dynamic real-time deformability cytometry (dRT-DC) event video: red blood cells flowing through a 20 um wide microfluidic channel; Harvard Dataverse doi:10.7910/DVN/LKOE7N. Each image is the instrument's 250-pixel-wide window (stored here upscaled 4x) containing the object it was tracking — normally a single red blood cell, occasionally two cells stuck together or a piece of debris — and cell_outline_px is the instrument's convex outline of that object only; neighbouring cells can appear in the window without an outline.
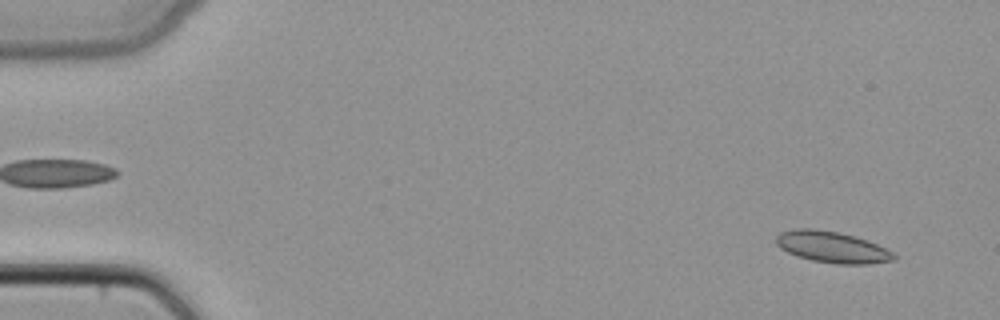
{"species": "common noctule bat (a hibernating species)", "species_latin": "Nyctalus noctula", "temperature_condition": "cold", "stored_images_in_passage": 48, "camera_frame_rate_fps": 3000, "um_per_image_px": 0.085, "animal": {"sex": "female", "body_mass_g": 22.7, "forearm_length_mm": 54.2}, "frame": {"image": 1, "passage_image": 3, "time_ms": 0.667, "image_size_px": [1000, 320], "cell_outline_px": [[896, 260], [868, 264], [836, 264], [812, 260], [796, 256], [780, 248], [776, 244], [776, 236], [780, 232], [796, 228], [812, 228], [840, 232], [856, 236], [868, 240], [892, 252], [896, 256]], "centroid_in_image_um": [70.72, 21.0], "position_along_channel_um": 14.3, "area_um2": 21.62}}
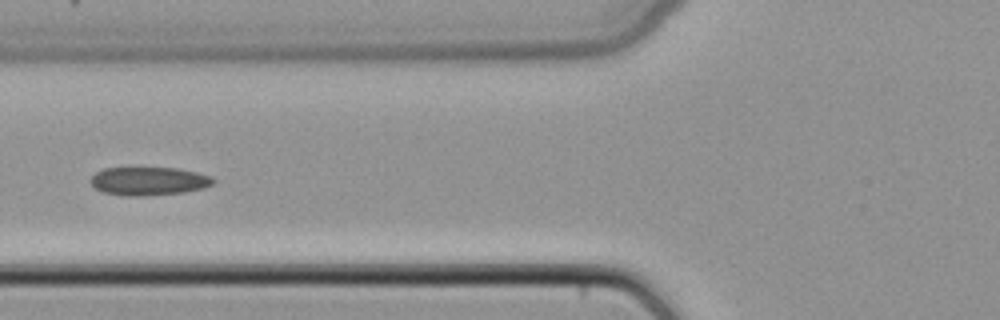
{"frame": {"image": 2, "passage_image": 19, "time_ms": 6.0, "image_size_px": [1000, 320], "cell_outline_px": [[216, 180], [212, 184], [204, 188], [184, 192], [140, 196], [128, 196], [104, 192], [96, 188], [92, 184], [92, 176], [96, 172], [104, 168], [176, 168], [196, 172], [212, 176]], "centroid_in_image_um": [12.68, 15.39], "position_along_channel_um": 113.1, "area_um2": 20.06}}
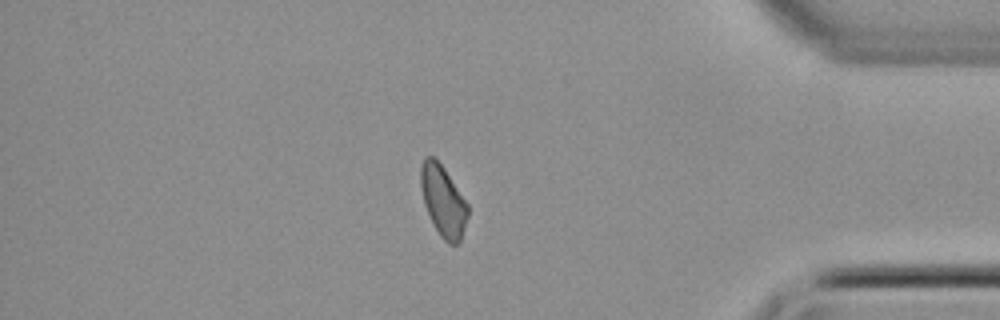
{"frame": {"image": 3, "passage_image": 41, "time_ms": 13.333, "image_size_px": [1000, 320], "cell_outline_px": [[468, 216], [460, 240], [456, 244], [448, 244], [440, 236], [424, 204], [420, 184], [420, 164], [424, 156], [432, 156], [444, 168], [468, 204]], "centroid_in_image_um": [37.65, 17.05], "position_along_channel_um": 397.5, "area_um2": 19.25}}